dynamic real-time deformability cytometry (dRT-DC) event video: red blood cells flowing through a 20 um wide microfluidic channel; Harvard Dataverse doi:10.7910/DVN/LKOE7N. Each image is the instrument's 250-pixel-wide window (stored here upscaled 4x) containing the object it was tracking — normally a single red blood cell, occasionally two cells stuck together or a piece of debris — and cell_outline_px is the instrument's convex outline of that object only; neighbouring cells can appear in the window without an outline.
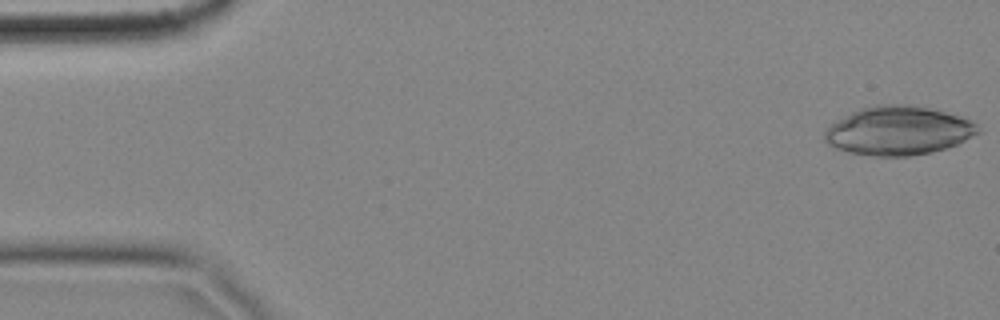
{"species": "common noctule bat (a hibernating species)", "species_latin": "Nyctalus noctula", "temperature_condition": "cold", "stored_images_in_passage": 56, "camera_frame_rate_fps": 3000, "um_per_image_px": 0.085, "animal": {"sex": "female", "body_mass_g": 18.4}, "frame": {"image": 1, "passage_image": 1, "time_ms": 0.0, "image_size_px": [1000, 320], "cell_outline_px": [[980, 132], [956, 144], [932, 152], [912, 156], [872, 156], [848, 152], [832, 148], [824, 140], [824, 132], [836, 120], [860, 108], [872, 104], [912, 104], [960, 116], [972, 120], [976, 124]], "centroid_in_image_um": [76.32, 11.1], "position_along_channel_um": 8.7, "area_um2": 43.75}}
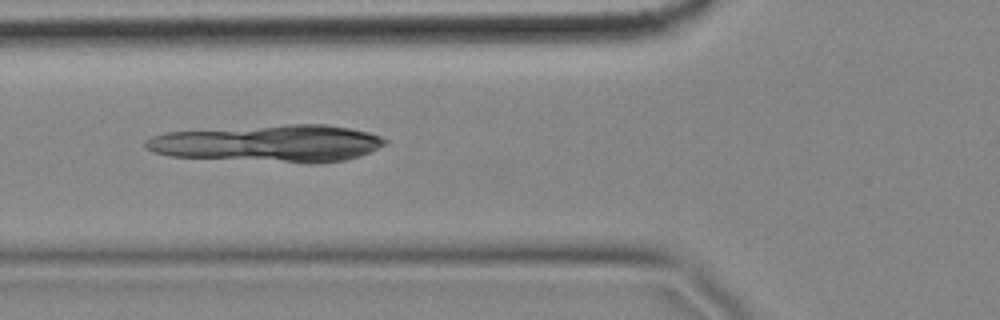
{"frame": {"image": 2, "passage_image": 20, "time_ms": 6.333, "image_size_px": [1000, 320], "cell_outline_px": [[388, 140], [384, 144], [360, 156], [344, 160], [312, 164], [168, 156], [152, 152], [144, 148], [144, 140], [152, 136], [168, 132], [288, 124], [324, 124], [348, 128], [368, 132], [380, 136]], "centroid_in_image_um": [22.81, 12.2], "position_along_channel_um": 103.0, "area_um2": 51.85}}
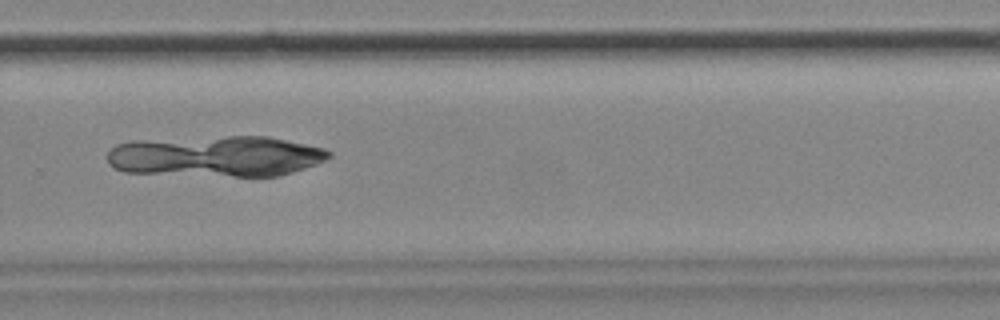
{"frame": {"image": 3, "passage_image": 38, "time_ms": 12.333, "image_size_px": [1000, 320], "cell_outline_px": [[332, 156], [316, 164], [292, 172], [276, 176], [236, 176], [124, 172], [112, 168], [108, 164], [108, 152], [116, 144], [132, 140], [228, 136], [268, 136], [324, 148], [332, 152]], "centroid_in_image_um": [18.34, 13.27], "position_along_channel_um": 311.5, "area_um2": 52.83}}